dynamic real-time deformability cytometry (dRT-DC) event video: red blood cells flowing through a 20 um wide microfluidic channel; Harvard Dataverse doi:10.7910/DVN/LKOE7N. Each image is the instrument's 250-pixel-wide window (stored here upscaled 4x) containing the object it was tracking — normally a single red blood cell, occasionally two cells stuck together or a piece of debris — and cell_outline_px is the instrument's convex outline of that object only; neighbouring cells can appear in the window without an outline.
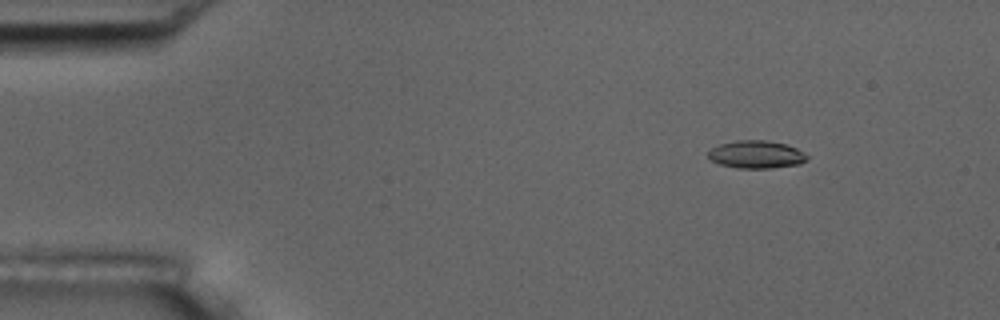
{"species": "common noctule bat (a hibernating species)", "species_latin": "Nyctalus noctula", "temperature_condition": "room temperature", "stored_images_in_passage": 57, "camera_frame_rate_fps": 3000, "um_per_image_px": 0.085, "animal": {"sex": "male", "body_mass_g": 17.5, "forearm_length_mm": 52.3}, "frame": {"image": 1, "passage_image": 8, "time_ms": 2.333, "image_size_px": [1000, 320], "cell_outline_px": [[808, 160], [800, 164], [772, 168], [736, 168], [720, 164], [712, 160], [708, 156], [708, 152], [712, 148], [720, 144], [736, 140], [764, 140], [788, 144], [796, 148], [808, 156]], "centroid_in_image_um": [64.31, 13.13], "position_along_channel_um": 20.7, "area_um2": 16.01}}
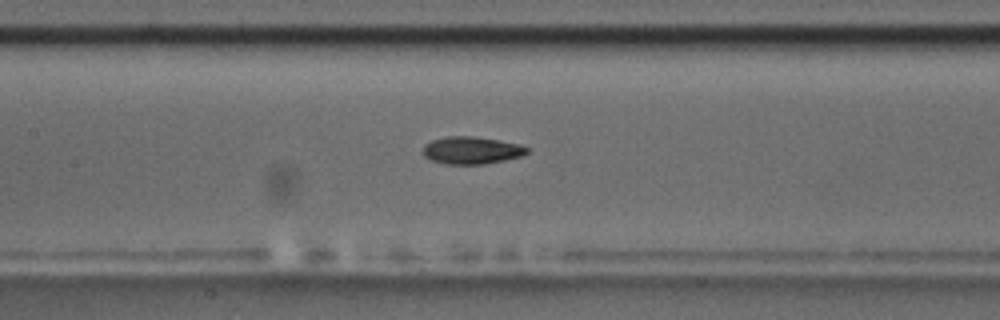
{"frame": {"image": 2, "passage_image": 27, "time_ms": 8.667, "image_size_px": [1000, 320], "cell_outline_px": [[528, 152], [520, 156], [504, 160], [484, 164], [448, 164], [432, 160], [424, 156], [424, 144], [432, 140], [448, 136], [472, 136], [520, 144], [528, 148]], "centroid_in_image_um": [40.07, 12.77], "position_along_channel_um": 167.3, "area_um2": 16.36}}
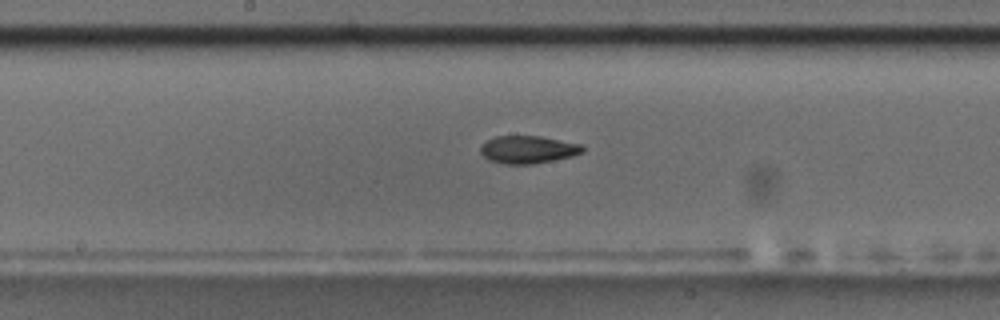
{"frame": {"image": 3, "passage_image": 30, "time_ms": 9.667, "image_size_px": [1000, 320], "cell_outline_px": [[584, 152], [572, 156], [532, 164], [504, 164], [488, 160], [480, 152], [480, 144], [496, 136], [540, 136], [580, 144], [584, 148]], "centroid_in_image_um": [44.84, 12.71], "position_along_channel_um": 203.4, "area_um2": 16.42}, "authors_computed_cell_mechanics": {"area_um2": 16.4152, "velocity_mm_per_s": 3.6365, "shape_relaxation_time_tau1_ms": 6.2772, "shape_relaxation_time_tau2_ms": 8.5313, "deformation_change_tau1": 0.1696, "deformation_change_tau2": 0.1442}}